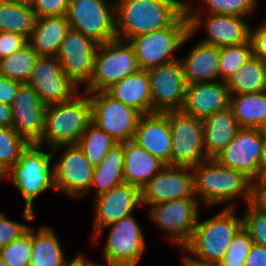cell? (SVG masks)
Returning <instances> with one entry per match:
<instances>
[{
	"label": "cell",
	"instance_id": "cell-1",
	"mask_svg": "<svg viewBox=\"0 0 266 266\" xmlns=\"http://www.w3.org/2000/svg\"><path fill=\"white\" fill-rule=\"evenodd\" d=\"M192 171L194 194L201 206L226 204V208H236L233 201L239 197L244 198L246 205L253 202L254 182L244 173L224 167L214 158L192 167Z\"/></svg>",
	"mask_w": 266,
	"mask_h": 266
},
{
	"label": "cell",
	"instance_id": "cell-2",
	"mask_svg": "<svg viewBox=\"0 0 266 266\" xmlns=\"http://www.w3.org/2000/svg\"><path fill=\"white\" fill-rule=\"evenodd\" d=\"M115 31L129 40L170 26L185 10L182 0H114Z\"/></svg>",
	"mask_w": 266,
	"mask_h": 266
},
{
	"label": "cell",
	"instance_id": "cell-3",
	"mask_svg": "<svg viewBox=\"0 0 266 266\" xmlns=\"http://www.w3.org/2000/svg\"><path fill=\"white\" fill-rule=\"evenodd\" d=\"M237 208H224L213 217L196 222L189 242L182 248L189 260L200 264L218 265L230 247L233 237L243 227ZM190 254L192 256H190Z\"/></svg>",
	"mask_w": 266,
	"mask_h": 266
},
{
	"label": "cell",
	"instance_id": "cell-4",
	"mask_svg": "<svg viewBox=\"0 0 266 266\" xmlns=\"http://www.w3.org/2000/svg\"><path fill=\"white\" fill-rule=\"evenodd\" d=\"M44 146L29 143L23 150L18 162L1 178L12 179L25 200L22 218L29 223L35 218L34 200L48 189L55 191L54 155L46 153Z\"/></svg>",
	"mask_w": 266,
	"mask_h": 266
},
{
	"label": "cell",
	"instance_id": "cell-5",
	"mask_svg": "<svg viewBox=\"0 0 266 266\" xmlns=\"http://www.w3.org/2000/svg\"><path fill=\"white\" fill-rule=\"evenodd\" d=\"M91 122L89 94L80 91L69 101L46 106L43 133L37 144L48 149L77 144Z\"/></svg>",
	"mask_w": 266,
	"mask_h": 266
},
{
	"label": "cell",
	"instance_id": "cell-6",
	"mask_svg": "<svg viewBox=\"0 0 266 266\" xmlns=\"http://www.w3.org/2000/svg\"><path fill=\"white\" fill-rule=\"evenodd\" d=\"M192 37L185 10L170 26L130 38L128 42L134 50L139 69L147 71L179 59L174 54Z\"/></svg>",
	"mask_w": 266,
	"mask_h": 266
},
{
	"label": "cell",
	"instance_id": "cell-7",
	"mask_svg": "<svg viewBox=\"0 0 266 266\" xmlns=\"http://www.w3.org/2000/svg\"><path fill=\"white\" fill-rule=\"evenodd\" d=\"M139 70L136 55L127 40L115 38L98 45L93 74L83 92L105 91L112 84Z\"/></svg>",
	"mask_w": 266,
	"mask_h": 266
},
{
	"label": "cell",
	"instance_id": "cell-8",
	"mask_svg": "<svg viewBox=\"0 0 266 266\" xmlns=\"http://www.w3.org/2000/svg\"><path fill=\"white\" fill-rule=\"evenodd\" d=\"M109 229L106 241L102 248V258L125 266H136L141 260L145 246L144 233L133 214L123 217L119 221L98 231L92 239V245L103 232Z\"/></svg>",
	"mask_w": 266,
	"mask_h": 266
},
{
	"label": "cell",
	"instance_id": "cell-9",
	"mask_svg": "<svg viewBox=\"0 0 266 266\" xmlns=\"http://www.w3.org/2000/svg\"><path fill=\"white\" fill-rule=\"evenodd\" d=\"M70 28L102 44L117 38L114 0H69Z\"/></svg>",
	"mask_w": 266,
	"mask_h": 266
},
{
	"label": "cell",
	"instance_id": "cell-10",
	"mask_svg": "<svg viewBox=\"0 0 266 266\" xmlns=\"http://www.w3.org/2000/svg\"><path fill=\"white\" fill-rule=\"evenodd\" d=\"M200 206L197 198H182L150 205L146 210L148 217L167 233L165 239L182 249L195 229Z\"/></svg>",
	"mask_w": 266,
	"mask_h": 266
},
{
	"label": "cell",
	"instance_id": "cell-11",
	"mask_svg": "<svg viewBox=\"0 0 266 266\" xmlns=\"http://www.w3.org/2000/svg\"><path fill=\"white\" fill-rule=\"evenodd\" d=\"M91 101L92 122L117 143L133 140L141 113L115 100L105 91L86 92Z\"/></svg>",
	"mask_w": 266,
	"mask_h": 266
},
{
	"label": "cell",
	"instance_id": "cell-12",
	"mask_svg": "<svg viewBox=\"0 0 266 266\" xmlns=\"http://www.w3.org/2000/svg\"><path fill=\"white\" fill-rule=\"evenodd\" d=\"M61 148V149H60ZM55 155L63 150L53 162L55 190L72 198H83L90 191L94 166L86 158L78 144L60 145L50 149Z\"/></svg>",
	"mask_w": 266,
	"mask_h": 266
},
{
	"label": "cell",
	"instance_id": "cell-13",
	"mask_svg": "<svg viewBox=\"0 0 266 266\" xmlns=\"http://www.w3.org/2000/svg\"><path fill=\"white\" fill-rule=\"evenodd\" d=\"M172 138L171 166L194 167L207 160L203 122L182 111H169Z\"/></svg>",
	"mask_w": 266,
	"mask_h": 266
},
{
	"label": "cell",
	"instance_id": "cell-14",
	"mask_svg": "<svg viewBox=\"0 0 266 266\" xmlns=\"http://www.w3.org/2000/svg\"><path fill=\"white\" fill-rule=\"evenodd\" d=\"M262 147L263 129L240 128L235 138L214 159L224 167L244 173L255 182L264 175Z\"/></svg>",
	"mask_w": 266,
	"mask_h": 266
},
{
	"label": "cell",
	"instance_id": "cell-15",
	"mask_svg": "<svg viewBox=\"0 0 266 266\" xmlns=\"http://www.w3.org/2000/svg\"><path fill=\"white\" fill-rule=\"evenodd\" d=\"M28 84L46 106L69 101L81 91V86L64 73L56 56H39Z\"/></svg>",
	"mask_w": 266,
	"mask_h": 266
},
{
	"label": "cell",
	"instance_id": "cell-16",
	"mask_svg": "<svg viewBox=\"0 0 266 266\" xmlns=\"http://www.w3.org/2000/svg\"><path fill=\"white\" fill-rule=\"evenodd\" d=\"M189 32L194 36L202 28L206 37L199 41L216 47L238 45L247 42L250 37V24L245 17L213 14L187 13Z\"/></svg>",
	"mask_w": 266,
	"mask_h": 266
},
{
	"label": "cell",
	"instance_id": "cell-17",
	"mask_svg": "<svg viewBox=\"0 0 266 266\" xmlns=\"http://www.w3.org/2000/svg\"><path fill=\"white\" fill-rule=\"evenodd\" d=\"M152 113L181 111L185 102L186 82L179 59L147 70Z\"/></svg>",
	"mask_w": 266,
	"mask_h": 266
},
{
	"label": "cell",
	"instance_id": "cell-18",
	"mask_svg": "<svg viewBox=\"0 0 266 266\" xmlns=\"http://www.w3.org/2000/svg\"><path fill=\"white\" fill-rule=\"evenodd\" d=\"M143 208L165 201L196 198L191 167L165 165L141 190Z\"/></svg>",
	"mask_w": 266,
	"mask_h": 266
},
{
	"label": "cell",
	"instance_id": "cell-19",
	"mask_svg": "<svg viewBox=\"0 0 266 266\" xmlns=\"http://www.w3.org/2000/svg\"><path fill=\"white\" fill-rule=\"evenodd\" d=\"M98 43L81 32L70 29L56 55L64 73L78 86L86 84L92 74Z\"/></svg>",
	"mask_w": 266,
	"mask_h": 266
},
{
	"label": "cell",
	"instance_id": "cell-20",
	"mask_svg": "<svg viewBox=\"0 0 266 266\" xmlns=\"http://www.w3.org/2000/svg\"><path fill=\"white\" fill-rule=\"evenodd\" d=\"M93 235L123 217L133 214L136 207L141 208V190L126 183L111 188L94 198ZM141 206V207H140Z\"/></svg>",
	"mask_w": 266,
	"mask_h": 266
},
{
	"label": "cell",
	"instance_id": "cell-21",
	"mask_svg": "<svg viewBox=\"0 0 266 266\" xmlns=\"http://www.w3.org/2000/svg\"><path fill=\"white\" fill-rule=\"evenodd\" d=\"M45 109L32 87L22 83L11 105V127L29 143H37L43 133Z\"/></svg>",
	"mask_w": 266,
	"mask_h": 266
},
{
	"label": "cell",
	"instance_id": "cell-22",
	"mask_svg": "<svg viewBox=\"0 0 266 266\" xmlns=\"http://www.w3.org/2000/svg\"><path fill=\"white\" fill-rule=\"evenodd\" d=\"M133 141L152 156L171 166L172 138L169 112L141 115Z\"/></svg>",
	"mask_w": 266,
	"mask_h": 266
},
{
	"label": "cell",
	"instance_id": "cell-23",
	"mask_svg": "<svg viewBox=\"0 0 266 266\" xmlns=\"http://www.w3.org/2000/svg\"><path fill=\"white\" fill-rule=\"evenodd\" d=\"M230 93L225 81H211L187 84L182 112L205 119L213 113L227 109Z\"/></svg>",
	"mask_w": 266,
	"mask_h": 266
},
{
	"label": "cell",
	"instance_id": "cell-24",
	"mask_svg": "<svg viewBox=\"0 0 266 266\" xmlns=\"http://www.w3.org/2000/svg\"><path fill=\"white\" fill-rule=\"evenodd\" d=\"M124 183L142 190L166 164L152 156L135 141L123 142Z\"/></svg>",
	"mask_w": 266,
	"mask_h": 266
},
{
	"label": "cell",
	"instance_id": "cell-25",
	"mask_svg": "<svg viewBox=\"0 0 266 266\" xmlns=\"http://www.w3.org/2000/svg\"><path fill=\"white\" fill-rule=\"evenodd\" d=\"M186 84L218 81L219 47L201 41L186 57H179Z\"/></svg>",
	"mask_w": 266,
	"mask_h": 266
},
{
	"label": "cell",
	"instance_id": "cell-26",
	"mask_svg": "<svg viewBox=\"0 0 266 266\" xmlns=\"http://www.w3.org/2000/svg\"><path fill=\"white\" fill-rule=\"evenodd\" d=\"M105 92L115 100L130 106L143 114L152 113L149 75L146 70L139 69L112 84Z\"/></svg>",
	"mask_w": 266,
	"mask_h": 266
},
{
	"label": "cell",
	"instance_id": "cell-27",
	"mask_svg": "<svg viewBox=\"0 0 266 266\" xmlns=\"http://www.w3.org/2000/svg\"><path fill=\"white\" fill-rule=\"evenodd\" d=\"M203 143L207 158H214L234 138L240 129L230 107L213 113L202 120Z\"/></svg>",
	"mask_w": 266,
	"mask_h": 266
},
{
	"label": "cell",
	"instance_id": "cell-28",
	"mask_svg": "<svg viewBox=\"0 0 266 266\" xmlns=\"http://www.w3.org/2000/svg\"><path fill=\"white\" fill-rule=\"evenodd\" d=\"M70 29L65 15L36 18L27 41L39 56H56Z\"/></svg>",
	"mask_w": 266,
	"mask_h": 266
},
{
	"label": "cell",
	"instance_id": "cell-29",
	"mask_svg": "<svg viewBox=\"0 0 266 266\" xmlns=\"http://www.w3.org/2000/svg\"><path fill=\"white\" fill-rule=\"evenodd\" d=\"M55 230L50 226L35 229L32 226V253L29 266H63L67 261L65 250Z\"/></svg>",
	"mask_w": 266,
	"mask_h": 266
},
{
	"label": "cell",
	"instance_id": "cell-30",
	"mask_svg": "<svg viewBox=\"0 0 266 266\" xmlns=\"http://www.w3.org/2000/svg\"><path fill=\"white\" fill-rule=\"evenodd\" d=\"M123 166V143H117L105 155L101 163L94 167L90 191L85 196L87 197L95 187L96 190L93 191L95 193L94 197L108 192L111 188L124 183Z\"/></svg>",
	"mask_w": 266,
	"mask_h": 266
},
{
	"label": "cell",
	"instance_id": "cell-31",
	"mask_svg": "<svg viewBox=\"0 0 266 266\" xmlns=\"http://www.w3.org/2000/svg\"><path fill=\"white\" fill-rule=\"evenodd\" d=\"M229 107L240 128L266 127V90L252 94L230 95Z\"/></svg>",
	"mask_w": 266,
	"mask_h": 266
},
{
	"label": "cell",
	"instance_id": "cell-32",
	"mask_svg": "<svg viewBox=\"0 0 266 266\" xmlns=\"http://www.w3.org/2000/svg\"><path fill=\"white\" fill-rule=\"evenodd\" d=\"M230 95L252 94L266 90V63L251 56L226 81Z\"/></svg>",
	"mask_w": 266,
	"mask_h": 266
},
{
	"label": "cell",
	"instance_id": "cell-33",
	"mask_svg": "<svg viewBox=\"0 0 266 266\" xmlns=\"http://www.w3.org/2000/svg\"><path fill=\"white\" fill-rule=\"evenodd\" d=\"M35 20L30 5L0 0V32L23 35L28 39Z\"/></svg>",
	"mask_w": 266,
	"mask_h": 266
},
{
	"label": "cell",
	"instance_id": "cell-34",
	"mask_svg": "<svg viewBox=\"0 0 266 266\" xmlns=\"http://www.w3.org/2000/svg\"><path fill=\"white\" fill-rule=\"evenodd\" d=\"M39 55L27 43L17 52L0 59V75L21 83H28Z\"/></svg>",
	"mask_w": 266,
	"mask_h": 266
},
{
	"label": "cell",
	"instance_id": "cell-35",
	"mask_svg": "<svg viewBox=\"0 0 266 266\" xmlns=\"http://www.w3.org/2000/svg\"><path fill=\"white\" fill-rule=\"evenodd\" d=\"M77 144L83 150L89 162L96 167L117 142L91 122L86 127Z\"/></svg>",
	"mask_w": 266,
	"mask_h": 266
},
{
	"label": "cell",
	"instance_id": "cell-36",
	"mask_svg": "<svg viewBox=\"0 0 266 266\" xmlns=\"http://www.w3.org/2000/svg\"><path fill=\"white\" fill-rule=\"evenodd\" d=\"M204 7L186 1V13H213L248 17L258 6L259 0H200Z\"/></svg>",
	"mask_w": 266,
	"mask_h": 266
},
{
	"label": "cell",
	"instance_id": "cell-37",
	"mask_svg": "<svg viewBox=\"0 0 266 266\" xmlns=\"http://www.w3.org/2000/svg\"><path fill=\"white\" fill-rule=\"evenodd\" d=\"M29 142L18 135L12 127L0 126V177L9 171L19 160Z\"/></svg>",
	"mask_w": 266,
	"mask_h": 266
},
{
	"label": "cell",
	"instance_id": "cell-38",
	"mask_svg": "<svg viewBox=\"0 0 266 266\" xmlns=\"http://www.w3.org/2000/svg\"><path fill=\"white\" fill-rule=\"evenodd\" d=\"M253 56L250 39L238 45L219 47L220 80L226 81Z\"/></svg>",
	"mask_w": 266,
	"mask_h": 266
},
{
	"label": "cell",
	"instance_id": "cell-39",
	"mask_svg": "<svg viewBox=\"0 0 266 266\" xmlns=\"http://www.w3.org/2000/svg\"><path fill=\"white\" fill-rule=\"evenodd\" d=\"M32 247V226H30L21 237L0 249V257L8 266H29Z\"/></svg>",
	"mask_w": 266,
	"mask_h": 266
},
{
	"label": "cell",
	"instance_id": "cell-40",
	"mask_svg": "<svg viewBox=\"0 0 266 266\" xmlns=\"http://www.w3.org/2000/svg\"><path fill=\"white\" fill-rule=\"evenodd\" d=\"M242 213L243 228L249 233L253 243L266 247V211L254 202L247 204Z\"/></svg>",
	"mask_w": 266,
	"mask_h": 266
},
{
	"label": "cell",
	"instance_id": "cell-41",
	"mask_svg": "<svg viewBox=\"0 0 266 266\" xmlns=\"http://www.w3.org/2000/svg\"><path fill=\"white\" fill-rule=\"evenodd\" d=\"M253 240L249 233L242 227L227 249L223 259L218 263V266H245L246 258L250 252Z\"/></svg>",
	"mask_w": 266,
	"mask_h": 266
},
{
	"label": "cell",
	"instance_id": "cell-42",
	"mask_svg": "<svg viewBox=\"0 0 266 266\" xmlns=\"http://www.w3.org/2000/svg\"><path fill=\"white\" fill-rule=\"evenodd\" d=\"M29 228L27 223L10 220L0 211V249L21 237Z\"/></svg>",
	"mask_w": 266,
	"mask_h": 266
},
{
	"label": "cell",
	"instance_id": "cell-43",
	"mask_svg": "<svg viewBox=\"0 0 266 266\" xmlns=\"http://www.w3.org/2000/svg\"><path fill=\"white\" fill-rule=\"evenodd\" d=\"M69 0H32L31 9L36 18L66 15Z\"/></svg>",
	"mask_w": 266,
	"mask_h": 266
},
{
	"label": "cell",
	"instance_id": "cell-44",
	"mask_svg": "<svg viewBox=\"0 0 266 266\" xmlns=\"http://www.w3.org/2000/svg\"><path fill=\"white\" fill-rule=\"evenodd\" d=\"M28 43L23 35L0 32V59L12 55Z\"/></svg>",
	"mask_w": 266,
	"mask_h": 266
},
{
	"label": "cell",
	"instance_id": "cell-45",
	"mask_svg": "<svg viewBox=\"0 0 266 266\" xmlns=\"http://www.w3.org/2000/svg\"><path fill=\"white\" fill-rule=\"evenodd\" d=\"M252 44L253 56L266 63V20L258 27L251 28L250 37Z\"/></svg>",
	"mask_w": 266,
	"mask_h": 266
},
{
	"label": "cell",
	"instance_id": "cell-46",
	"mask_svg": "<svg viewBox=\"0 0 266 266\" xmlns=\"http://www.w3.org/2000/svg\"><path fill=\"white\" fill-rule=\"evenodd\" d=\"M21 82L0 75V103L12 105Z\"/></svg>",
	"mask_w": 266,
	"mask_h": 266
},
{
	"label": "cell",
	"instance_id": "cell-47",
	"mask_svg": "<svg viewBox=\"0 0 266 266\" xmlns=\"http://www.w3.org/2000/svg\"><path fill=\"white\" fill-rule=\"evenodd\" d=\"M245 266H266V247L253 243Z\"/></svg>",
	"mask_w": 266,
	"mask_h": 266
},
{
	"label": "cell",
	"instance_id": "cell-48",
	"mask_svg": "<svg viewBox=\"0 0 266 266\" xmlns=\"http://www.w3.org/2000/svg\"><path fill=\"white\" fill-rule=\"evenodd\" d=\"M253 202L266 211V174L254 182Z\"/></svg>",
	"mask_w": 266,
	"mask_h": 266
},
{
	"label": "cell",
	"instance_id": "cell-49",
	"mask_svg": "<svg viewBox=\"0 0 266 266\" xmlns=\"http://www.w3.org/2000/svg\"><path fill=\"white\" fill-rule=\"evenodd\" d=\"M11 124H12L11 106L0 103V126L11 127Z\"/></svg>",
	"mask_w": 266,
	"mask_h": 266
},
{
	"label": "cell",
	"instance_id": "cell-50",
	"mask_svg": "<svg viewBox=\"0 0 266 266\" xmlns=\"http://www.w3.org/2000/svg\"><path fill=\"white\" fill-rule=\"evenodd\" d=\"M63 266H86V256L80 253L75 258L67 261Z\"/></svg>",
	"mask_w": 266,
	"mask_h": 266
},
{
	"label": "cell",
	"instance_id": "cell-51",
	"mask_svg": "<svg viewBox=\"0 0 266 266\" xmlns=\"http://www.w3.org/2000/svg\"><path fill=\"white\" fill-rule=\"evenodd\" d=\"M103 262H104L103 264L102 263L100 264V263L92 261L91 259L86 258V266H125L122 264L105 261V260H103Z\"/></svg>",
	"mask_w": 266,
	"mask_h": 266
},
{
	"label": "cell",
	"instance_id": "cell-52",
	"mask_svg": "<svg viewBox=\"0 0 266 266\" xmlns=\"http://www.w3.org/2000/svg\"><path fill=\"white\" fill-rule=\"evenodd\" d=\"M261 165L264 170V174H266V132L263 130V147H262V159Z\"/></svg>",
	"mask_w": 266,
	"mask_h": 266
},
{
	"label": "cell",
	"instance_id": "cell-53",
	"mask_svg": "<svg viewBox=\"0 0 266 266\" xmlns=\"http://www.w3.org/2000/svg\"><path fill=\"white\" fill-rule=\"evenodd\" d=\"M181 261H182L183 266H218V265H211V264H200L192 260H189L186 256H183Z\"/></svg>",
	"mask_w": 266,
	"mask_h": 266
},
{
	"label": "cell",
	"instance_id": "cell-54",
	"mask_svg": "<svg viewBox=\"0 0 266 266\" xmlns=\"http://www.w3.org/2000/svg\"><path fill=\"white\" fill-rule=\"evenodd\" d=\"M5 1H10L13 3L26 4V5H31V3H32V0H5Z\"/></svg>",
	"mask_w": 266,
	"mask_h": 266
},
{
	"label": "cell",
	"instance_id": "cell-55",
	"mask_svg": "<svg viewBox=\"0 0 266 266\" xmlns=\"http://www.w3.org/2000/svg\"><path fill=\"white\" fill-rule=\"evenodd\" d=\"M0 266H8L1 257H0Z\"/></svg>",
	"mask_w": 266,
	"mask_h": 266
}]
</instances>
